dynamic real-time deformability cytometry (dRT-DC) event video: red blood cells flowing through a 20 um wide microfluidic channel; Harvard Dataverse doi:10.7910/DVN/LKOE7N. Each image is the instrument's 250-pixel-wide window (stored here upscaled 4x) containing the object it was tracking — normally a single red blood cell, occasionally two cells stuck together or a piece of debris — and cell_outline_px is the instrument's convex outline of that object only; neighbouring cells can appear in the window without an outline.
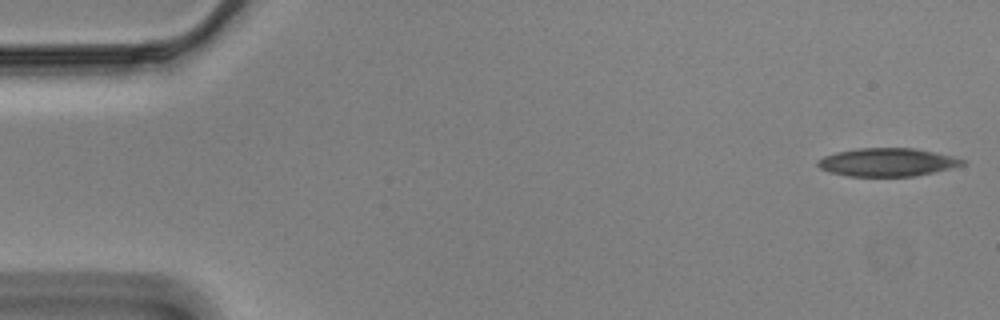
{"species": "Egyptian fruit bat (a non-hibernating species)", "species_latin": "Rousettus aegyptiacus", "temperature_condition": "cold", "stored_images_in_passage": 56, "camera_frame_rate_fps": 3000, "um_per_image_px": 0.085, "animal": {"sex": "male"}, "frame": {"image": 1, "passage_image": 1, "time_ms": 0.0, "image_size_px": [1000, 320], "cell_outline_px": [[964, 164], [932, 172], [912, 176], [848, 176], [828, 172], [820, 168], [816, 164], [824, 156], [836, 152], [860, 148], [912, 148], [952, 156], [964, 160]], "centroid_in_image_um": [75.35, 13.79], "position_along_channel_um": 9.6, "area_um2": 23.29}}
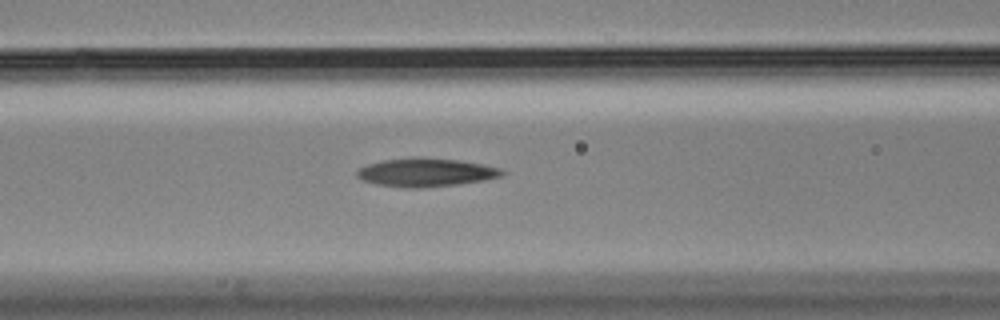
{"frame": {"image": 2, "passage_image": 22, "time_ms": 7.0, "image_size_px": [1000, 320], "cell_outline_px": [[504, 172], [500, 176], [484, 180], [456, 184], [420, 188], [404, 188], [376, 184], [364, 180], [356, 176], [356, 172], [360, 168], [368, 164], [384, 160], [412, 156], [416, 156], [456, 160], [484, 164], [500, 168]], "centroid_in_image_um": [36.17, 14.64], "position_along_channel_um": 130.4, "area_um2": 23.99}}
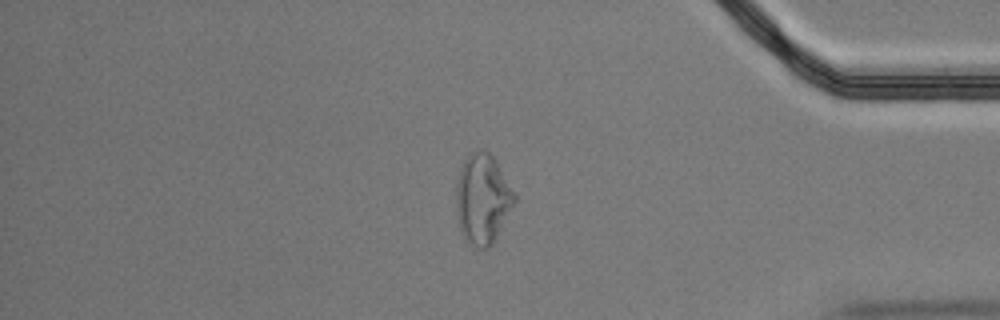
{"frame": {"image": 3, "passage_image": 47, "time_ms": 15.333, "image_size_px": [1000, 320], "cell_outline_px": [[516, 200], [492, 244], [488, 248], [476, 248], [464, 240], [460, 232], [456, 212], [456, 184], [460, 168], [468, 152], [484, 148], [496, 160], [516, 192]], "centroid_in_image_um": [41.01, 16.88], "position_along_channel_um": 394.2, "area_um2": 31.04}, "authors_computed_cell_mechanics": {"area_um2": 23.7558, "velocity_mm_per_s": 3.496, "shape_relaxation_time_tau1_ms": null, "shape_relaxation_time_tau2_ms": 6.9548, "deformation_change_tau1": null, "deformation_change_tau2": 0.1929}}